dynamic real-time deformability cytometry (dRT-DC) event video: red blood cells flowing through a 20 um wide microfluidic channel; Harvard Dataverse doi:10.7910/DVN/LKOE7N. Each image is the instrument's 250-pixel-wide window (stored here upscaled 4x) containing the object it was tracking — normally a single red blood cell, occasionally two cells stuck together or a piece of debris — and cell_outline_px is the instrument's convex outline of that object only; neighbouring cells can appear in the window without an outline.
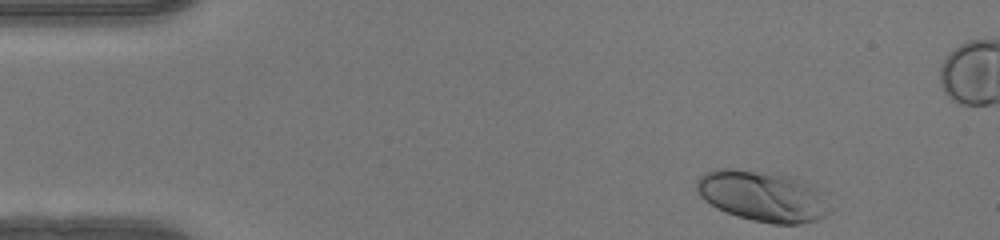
{"species": "human", "species_latin": "Homo sapiens", "temperature_condition": "warm", "stored_images_in_passage": 46, "camera_frame_rate_fps": 3000, "um_per_image_px": 0.085, "donor": {"sex": "female"}, "frame": {"image": 1, "passage_image": 1, "time_ms": 0.0, "image_size_px": [1000, 240], "cell_outline_px": [[832, 212], [816, 220], [800, 224], [772, 224], [752, 220], [736, 216], [716, 208], [704, 200], [700, 196], [696, 188], [696, 180], [700, 176], [716, 168], [728, 168], [776, 172], [792, 176], [812, 184], [832, 208]], "centroid_in_image_um": [64.82, 16.66], "position_along_channel_um": 20.2, "area_um2": 39.82}}
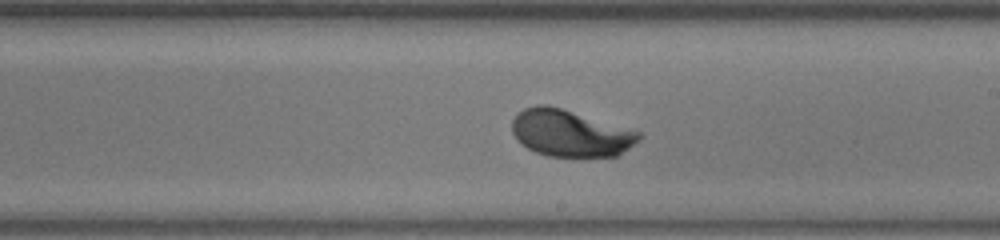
{"frame": {"image": 2, "passage_image": 24, "time_ms": 7.667, "image_size_px": [1000, 240], "cell_outline_px": [[644, 136], [640, 140], [616, 156], [548, 156], [536, 152], [520, 144], [516, 140], [512, 132], [512, 120], [524, 108], [536, 104], [544, 104], [560, 108], [644, 132]], "centroid_in_image_um": [48.49, 11.32], "position_along_channel_um": 240.5, "area_um2": 34.62}}
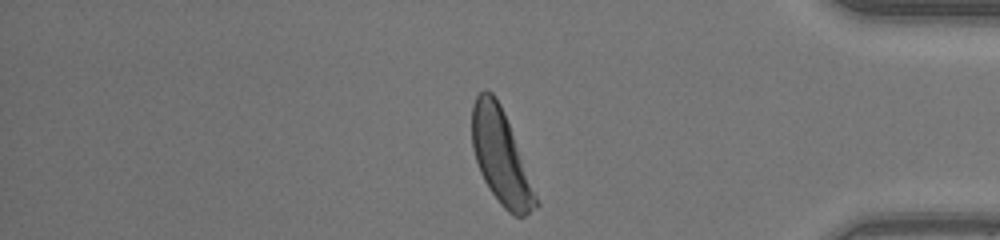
{"frame": {"image": 3, "passage_image": 37, "time_ms": 12.0, "image_size_px": [1000, 240], "cell_outline_px": [[540, 204], [524, 216], [516, 216], [508, 212], [500, 204], [488, 188], [480, 172], [472, 148], [472, 104], [476, 96], [484, 88], [492, 92], [496, 96], [504, 112]], "centroid_in_image_um": [42.54, 13.31], "position_along_channel_um": 392.7, "area_um2": 34.56}, "authors_computed_cell_mechanics": {"area_um2": 34.7956, "velocity_mm_per_s": 4.1309, "shape_relaxation_time_tau1_ms": 2.2442, "shape_relaxation_time_tau2_ms": null, "deformation_change_tau1": 0.1702, "deformation_change_tau2": null}}